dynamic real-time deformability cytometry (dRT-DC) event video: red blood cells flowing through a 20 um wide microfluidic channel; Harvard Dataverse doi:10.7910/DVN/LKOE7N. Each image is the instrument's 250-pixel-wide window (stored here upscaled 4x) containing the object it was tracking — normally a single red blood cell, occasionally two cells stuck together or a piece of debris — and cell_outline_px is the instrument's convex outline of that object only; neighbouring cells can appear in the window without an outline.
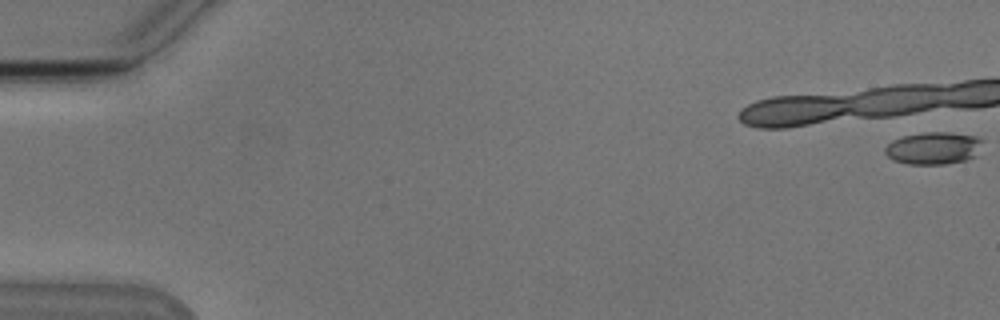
{"species": "Egyptian fruit bat (a non-hibernating species)", "species_latin": "Rousettus aegyptiacus", "temperature_condition": "cold", "stored_images_in_passage": 5, "camera_frame_rate_fps": 3000, "um_per_image_px": 0.085, "animal": {"sex": "male"}, "frame": {"image": 1, "passage_image": 1, "time_ms": 0.0, "image_size_px": [1000, 320], "cell_outline_px": [[984, 140], [976, 156], [964, 160], [944, 164], [908, 164], [892, 160], [884, 152], [884, 148], [892, 140], [904, 136], [924, 132], [952, 132], [976, 136]], "centroid_in_image_um": [79.35, 12.58], "position_along_channel_um": 5.7, "area_um2": 18.5}}